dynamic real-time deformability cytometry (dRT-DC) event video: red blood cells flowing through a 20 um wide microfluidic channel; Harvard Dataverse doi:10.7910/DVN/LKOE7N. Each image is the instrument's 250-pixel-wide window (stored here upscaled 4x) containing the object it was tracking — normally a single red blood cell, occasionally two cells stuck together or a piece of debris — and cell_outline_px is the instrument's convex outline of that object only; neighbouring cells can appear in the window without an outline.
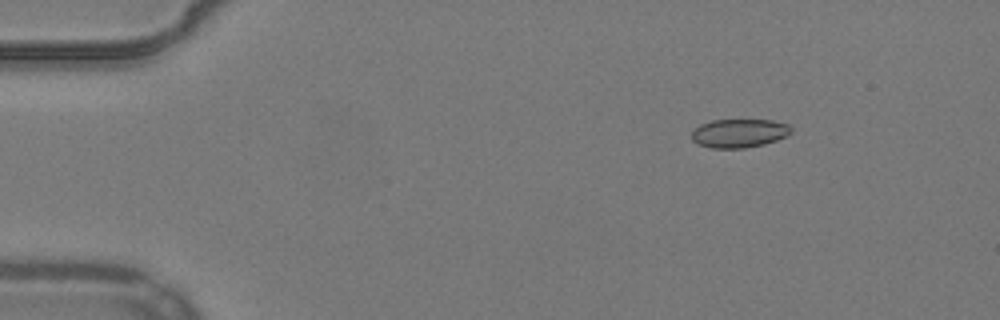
{"species": "common noctule bat (a hibernating species)", "species_latin": "Nyctalus noctula", "temperature_condition": "warm", "stored_images_in_passage": 51, "camera_frame_rate_fps": 3000, "um_per_image_px": 0.085, "animal": {"sex": "male", "body_mass_g": 19.2, "forearm_length_mm": 51.8}, "frame": {"image": 1, "passage_image": 5, "time_ms": 1.333, "image_size_px": [1000, 320], "cell_outline_px": [[792, 132], [788, 136], [764, 144], [744, 148], [712, 148], [700, 144], [692, 140], [692, 132], [700, 124], [712, 120], [772, 120], [788, 124], [792, 128]], "centroid_in_image_um": [62.86, 11.32], "position_along_channel_um": 22.1, "area_um2": 16.59}}
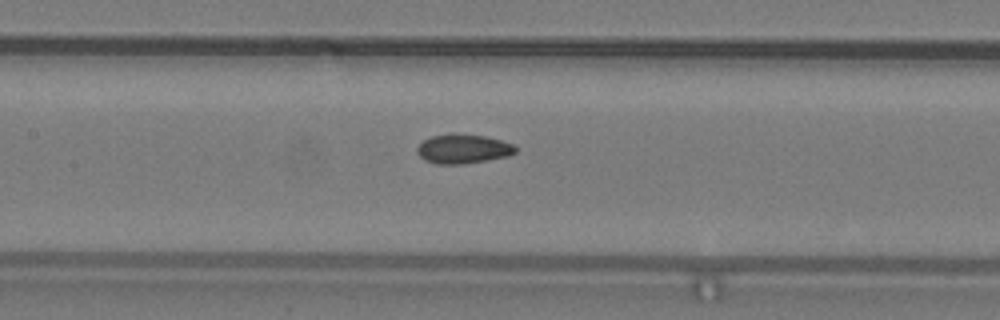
{"frame": {"image": 2, "passage_image": 23, "time_ms": 7.333, "image_size_px": [1000, 320], "cell_outline_px": [[516, 152], [508, 156], [464, 164], [436, 164], [424, 160], [416, 152], [416, 148], [424, 140], [432, 136], [452, 132], [484, 136], [500, 140], [512, 144], [516, 148]], "centroid_in_image_um": [39.33, 12.65], "position_along_channel_um": 168.1, "area_um2": 16.88}}
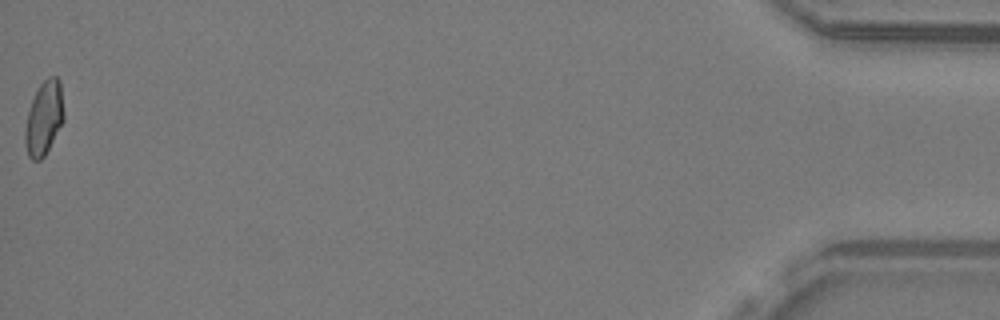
{"frame": {"image": 3, "passage_image": 51, "time_ms": 16.667, "image_size_px": [1000, 320], "cell_outline_px": [[64, 120], [44, 156], [40, 160], [32, 160], [28, 156], [24, 144], [24, 132], [28, 112], [32, 100], [40, 84], [48, 76], [56, 76], [60, 80], [64, 112]], "centroid_in_image_um": [3.73, 10.04], "position_along_channel_um": 431.5, "area_um2": 16.7}, "authors_computed_cell_mechanics": {"area_um2": 16.6464, "velocity_mm_per_s": 3.8987, "shape_relaxation_time_tau1_ms": null, "shape_relaxation_time_tau2_ms": 1.7128, "deformation_change_tau1": null, "deformation_change_tau2": 0.0545}}